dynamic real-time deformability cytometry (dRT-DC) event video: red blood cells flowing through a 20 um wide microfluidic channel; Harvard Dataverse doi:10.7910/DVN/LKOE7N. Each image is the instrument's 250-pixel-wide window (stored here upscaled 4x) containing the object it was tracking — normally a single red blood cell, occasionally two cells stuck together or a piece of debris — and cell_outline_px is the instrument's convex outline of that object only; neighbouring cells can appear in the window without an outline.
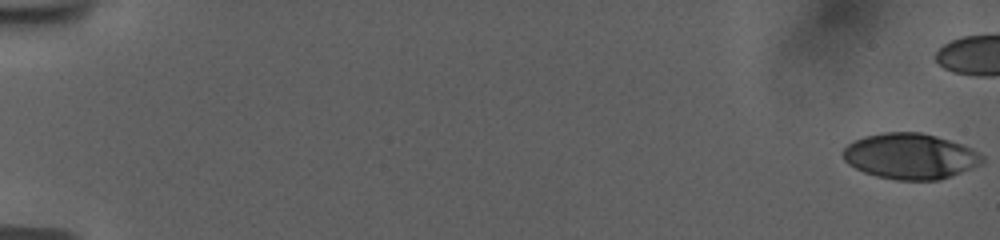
{"species": "human", "species_latin": "Homo sapiens", "temperature_condition": "room temperature", "stored_images_in_passage": 47, "camera_frame_rate_fps": 3000, "um_per_image_px": 0.085, "donor": {"sex": "female"}, "frame": {"image": 1, "passage_image": 1, "time_ms": 0.0, "image_size_px": [1000, 240], "cell_outline_px": [[984, 164], [940, 180], [896, 180], [876, 176], [864, 172], [848, 164], [844, 160], [840, 152], [848, 144], [864, 136], [884, 132], [920, 132], [936, 136], [972, 148], [980, 152], [984, 156]], "centroid_in_image_um": [77.39, 13.28], "position_along_channel_um": 7.6, "area_um2": 37.34}}
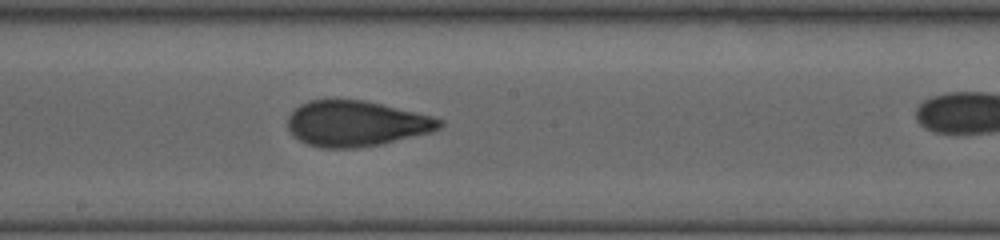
{"frame": {"image": 2, "passage_image": 33, "time_ms": 10.667, "image_size_px": [1000, 240], "cell_outline_px": [[444, 124], [440, 128], [432, 132], [380, 144], [360, 148], [320, 148], [308, 144], [292, 136], [288, 128], [288, 116], [300, 104], [308, 100], [364, 100], [432, 116], [444, 120]], "centroid_in_image_um": [30.27, 10.51], "position_along_channel_um": 217.9, "area_um2": 40.34}}
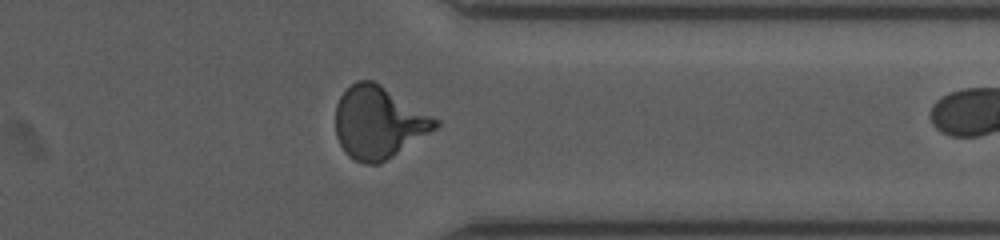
{"frame": {"image": 3, "passage_image": 46, "time_ms": 15.0, "image_size_px": [1000, 240], "cell_outline_px": [[440, 124], [436, 128], [380, 164], [364, 164], [348, 156], [344, 152], [336, 136], [336, 104], [340, 96], [356, 80], [372, 80], [380, 84], [440, 120]], "centroid_in_image_um": [32.16, 10.41], "position_along_channel_um": 379.2, "area_um2": 41.67}}